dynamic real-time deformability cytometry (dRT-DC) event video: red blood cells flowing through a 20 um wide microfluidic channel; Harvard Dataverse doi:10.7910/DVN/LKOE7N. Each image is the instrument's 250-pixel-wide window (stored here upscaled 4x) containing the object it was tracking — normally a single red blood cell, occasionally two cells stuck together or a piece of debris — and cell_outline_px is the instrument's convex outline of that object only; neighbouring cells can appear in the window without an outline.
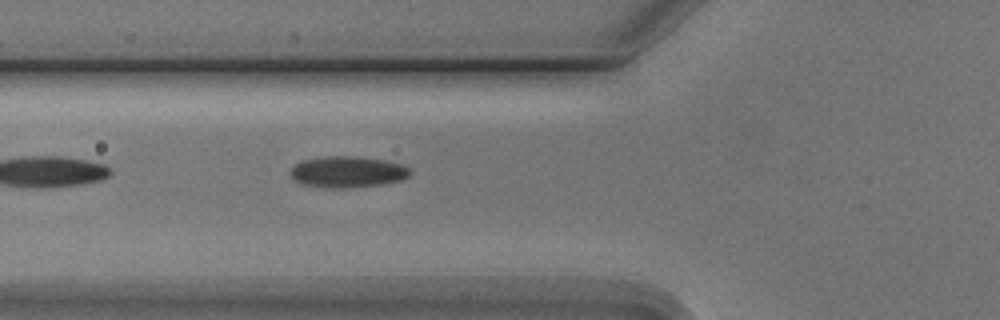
{"species": "Egyptian fruit bat (a non-hibernating species)", "species_latin": "Rousettus aegyptiacus", "temperature_condition": "cold", "stored_images_in_passage": 5, "camera_frame_rate_fps": 3000, "um_per_image_px": 0.085, "animal": {"sex": "male"}, "frame": {"image": 1, "passage_image": 5, "time_ms": 5.0, "image_size_px": [1000, 320], "cell_outline_px": [[412, 172], [404, 180], [380, 184], [348, 188], [324, 188], [304, 184], [296, 180], [292, 176], [292, 168], [296, 164], [304, 160], [324, 156], [360, 156], [388, 160], [404, 164]], "centroid_in_image_um": [29.62, 14.6], "position_along_channel_um": 96.2, "area_um2": 21.91}}